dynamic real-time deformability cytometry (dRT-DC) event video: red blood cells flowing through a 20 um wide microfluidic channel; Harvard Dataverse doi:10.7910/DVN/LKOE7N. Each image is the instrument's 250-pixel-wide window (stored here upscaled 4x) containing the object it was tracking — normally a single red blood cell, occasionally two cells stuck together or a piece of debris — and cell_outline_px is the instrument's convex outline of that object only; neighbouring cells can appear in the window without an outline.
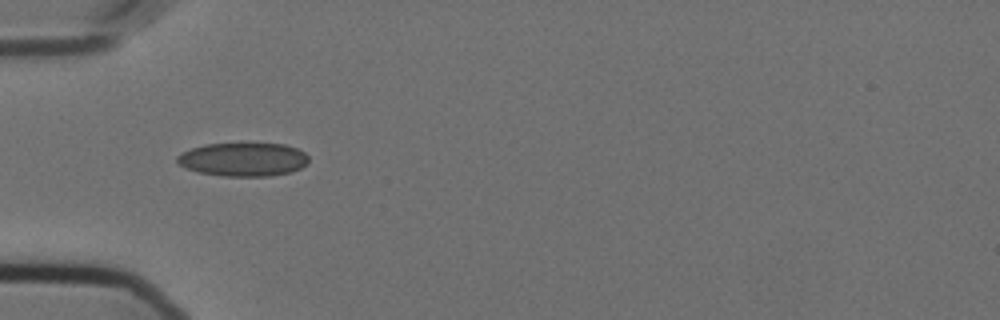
{"species": "Egyptian fruit bat (a non-hibernating species)", "species_latin": "Rousettus aegyptiacus", "temperature_condition": "cold", "stored_images_in_passage": 39, "camera_frame_rate_fps": 3000, "um_per_image_px": 0.085, "animal": {"sex": "female"}, "frame": {"image": 1, "passage_image": 1, "time_ms": 0.0, "image_size_px": [1000, 320], "cell_outline_px": [[308, 164], [300, 168], [288, 172], [268, 176], [224, 176], [196, 172], [184, 168], [176, 164], [176, 156], [180, 152], [204, 144], [284, 144], [296, 148], [304, 152], [308, 156]], "centroid_in_image_um": [20.61, 13.56], "position_along_channel_um": 64.4, "area_um2": 25.84}}
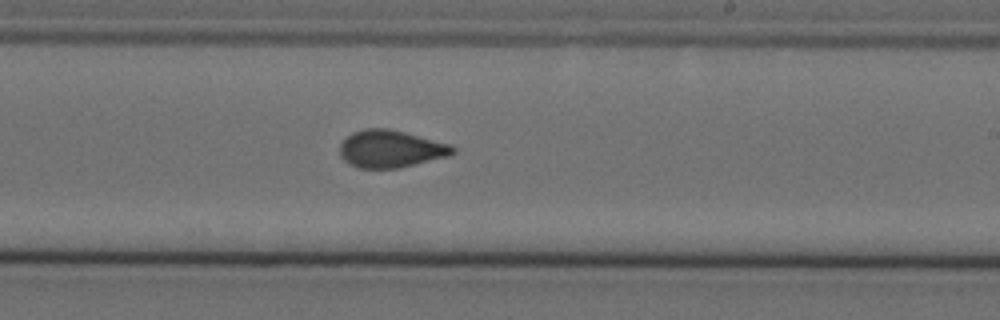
{"frame": {"image": 2, "passage_image": 17, "time_ms": 5.333, "image_size_px": [1000, 320], "cell_outline_px": [[456, 152], [448, 156], [396, 168], [360, 168], [348, 164], [340, 156], [340, 144], [352, 132], [364, 128], [388, 128], [452, 144], [456, 148]], "centroid_in_image_um": [33.2, 12.64], "position_along_channel_um": 255.8, "area_um2": 24.57}}
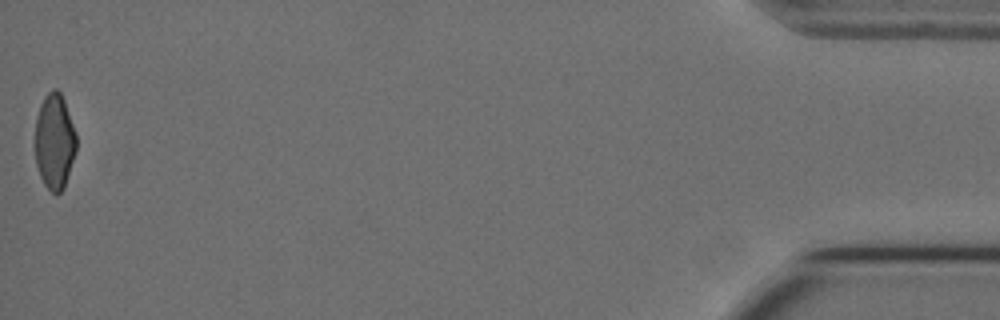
{"frame": {"image": 3, "passage_image": 39, "time_ms": 12.667, "image_size_px": [1000, 320], "cell_outline_px": [[76, 152], [64, 188], [56, 196], [44, 184], [40, 176], [36, 164], [36, 116], [40, 104], [44, 96], [52, 88], [56, 88], [60, 92], [64, 100], [76, 132]], "centroid_in_image_um": [4.64, 12.02], "position_along_channel_um": 430.6, "area_um2": 23.06}, "authors_computed_cell_mechanics": {"area_um2": 24.2182, "velocity_mm_per_s": 3.6156, "shape_relaxation_time_tau1_ms": 9.4573, "shape_relaxation_time_tau2_ms": 1.4899, "deformation_change_tau1": 0.1758, "deformation_change_tau2": 0.0549}}